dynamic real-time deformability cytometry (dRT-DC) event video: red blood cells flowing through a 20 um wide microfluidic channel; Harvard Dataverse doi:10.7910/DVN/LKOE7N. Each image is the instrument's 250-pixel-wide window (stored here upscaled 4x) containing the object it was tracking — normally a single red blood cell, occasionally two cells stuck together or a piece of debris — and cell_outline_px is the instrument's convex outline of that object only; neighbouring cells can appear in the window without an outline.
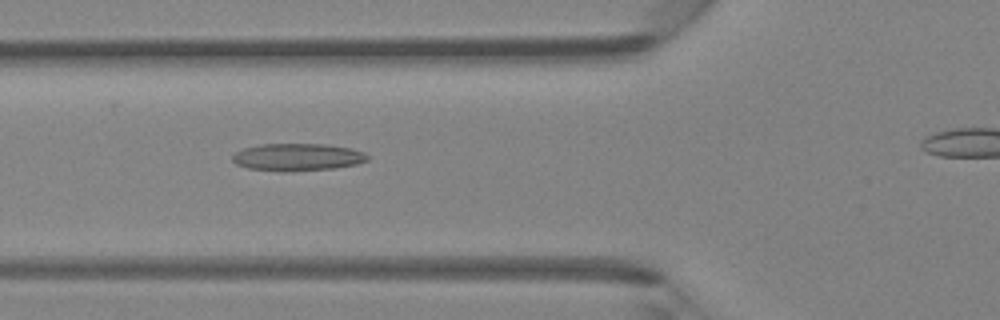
{"species": "Egyptian fruit bat (a non-hibernating species)", "species_latin": "Rousettus aegyptiacus", "temperature_condition": "room temperature", "stored_images_in_passage": 42, "camera_frame_rate_fps": 3000, "um_per_image_px": 0.085, "animal": {"sex": "female"}, "frame": {"image": 1, "passage_image": 18, "time_ms": 5.667, "image_size_px": [1000, 320], "cell_outline_px": [[368, 160], [356, 164], [336, 168], [284, 172], [280, 172], [248, 168], [236, 164], [232, 160], [232, 156], [236, 152], [244, 148], [260, 144], [324, 144], [352, 148], [364, 152], [368, 156]], "centroid_in_image_um": [25.28, 13.36], "position_along_channel_um": 100.5, "area_um2": 21.68}}
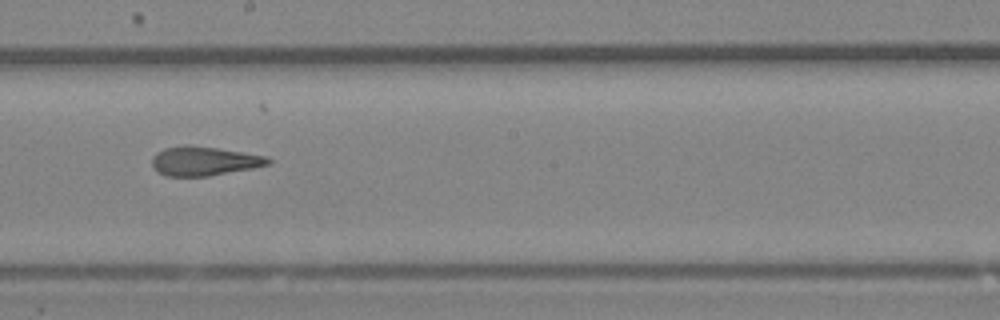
{"frame": {"image": 2, "passage_image": 27, "time_ms": 8.667, "image_size_px": [1000, 320], "cell_outline_px": [[272, 160], [268, 164], [252, 168], [208, 176], [164, 176], [152, 164], [152, 156], [156, 152], [164, 148], [188, 144], [216, 148], [264, 156]], "centroid_in_image_um": [17.29, 13.68], "position_along_channel_um": 230.9, "area_um2": 19.42}}
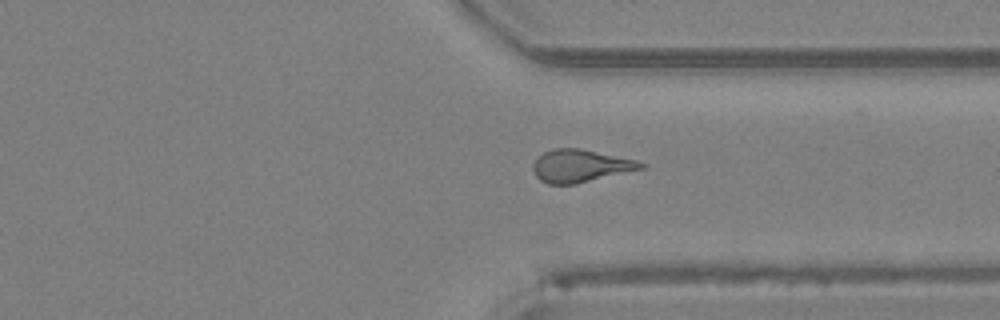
{"frame": {"image": 3, "passage_image": 36, "time_ms": 11.667, "image_size_px": [1000, 320], "cell_outline_px": [[644, 168], [576, 184], [548, 184], [540, 180], [536, 176], [532, 168], [532, 164], [544, 152], [552, 148], [580, 148], [636, 160], [644, 164]], "centroid_in_image_um": [49.3, 14.1], "position_along_channel_um": 362.1, "area_um2": 20.35}, "authors_computed_cell_mechanics": {"area_um2": 20.9525, "velocity_mm_per_s": 4.3492, "shape_relaxation_time_tau1_ms": null, "shape_relaxation_time_tau2_ms": 2.051, "deformation_change_tau1": null, "deformation_change_tau2": 0.1321}}